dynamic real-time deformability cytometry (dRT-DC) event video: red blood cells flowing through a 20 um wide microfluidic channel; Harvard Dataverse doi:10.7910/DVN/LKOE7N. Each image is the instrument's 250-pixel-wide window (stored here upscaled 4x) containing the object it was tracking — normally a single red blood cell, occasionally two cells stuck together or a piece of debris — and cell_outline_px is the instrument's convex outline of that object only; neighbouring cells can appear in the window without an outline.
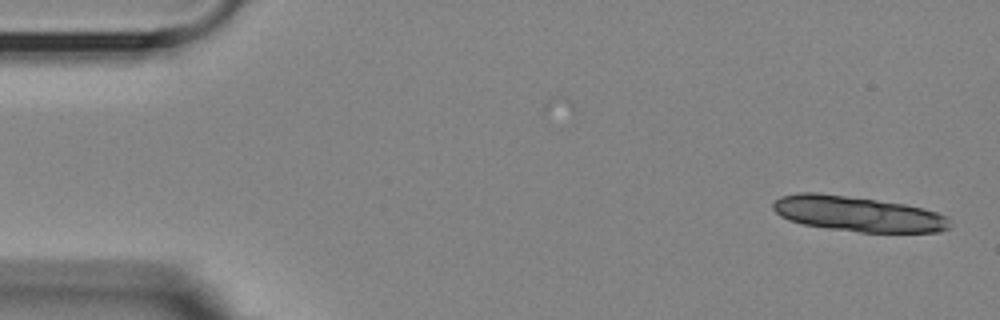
{"species": "Egyptian fruit bat (a non-hibernating species)", "species_latin": "Rousettus aegyptiacus", "temperature_condition": "room temperature", "stored_images_in_passage": 14, "camera_frame_rate_fps": 3000, "um_per_image_px": 0.085, "animal": {"sex": "female"}, "frame": {"image": 1, "passage_image": 1, "time_ms": 0.0, "image_size_px": [1000, 320], "cell_outline_px": [[948, 228], [940, 232], [860, 232], [828, 228], [804, 224], [788, 220], [780, 216], [772, 208], [772, 204], [780, 196], [796, 192], [816, 192], [876, 200], [904, 204], [924, 208], [948, 216]], "centroid_in_image_um": [72.88, 18.17], "position_along_channel_um": 12.1, "area_um2": 36.18}}